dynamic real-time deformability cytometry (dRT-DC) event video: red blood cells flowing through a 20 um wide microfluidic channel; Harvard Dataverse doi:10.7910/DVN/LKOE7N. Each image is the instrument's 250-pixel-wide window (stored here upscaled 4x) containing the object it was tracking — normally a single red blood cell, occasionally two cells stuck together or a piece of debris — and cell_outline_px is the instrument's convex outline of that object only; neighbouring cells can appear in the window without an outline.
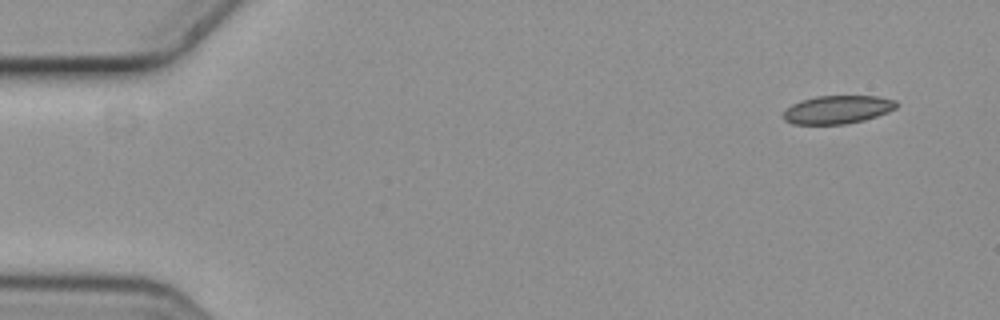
{"species": "common noctule bat (a hibernating species)", "species_latin": "Nyctalus noctula", "temperature_condition": "cold", "stored_images_in_passage": 6, "camera_frame_rate_fps": 3000, "um_per_image_px": 0.085, "animal": {"sex": "female", "body_mass_g": 19.3, "forearm_length_mm": 54.1}, "frame": {"image": 1, "passage_image": 1, "time_ms": 0.0, "image_size_px": [1000, 320], "cell_outline_px": [[900, 104], [896, 108], [888, 112], [864, 120], [844, 124], [792, 124], [784, 120], [784, 112], [792, 104], [800, 100], [816, 96], [880, 96], [896, 100]], "centroid_in_image_um": [71.22, 9.31], "position_along_channel_um": 13.8, "area_um2": 18.67}}
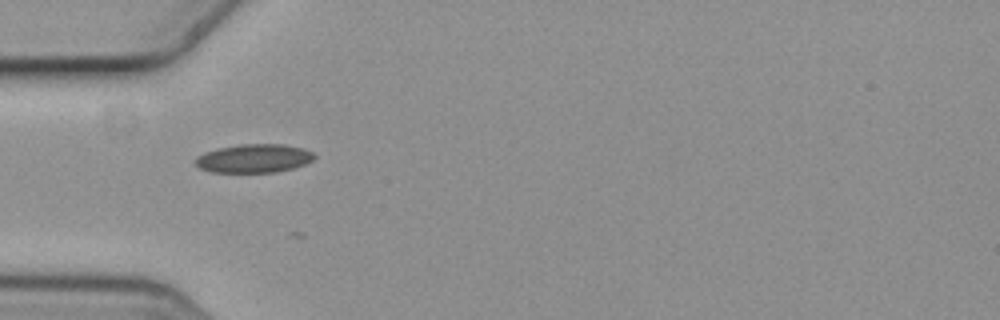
{"frame": {"image": 2, "passage_image": 5, "time_ms": 1.333, "image_size_px": [1000, 320], "cell_outline_px": [[316, 156], [312, 160], [304, 164], [292, 168], [276, 172], [212, 172], [200, 168], [196, 164], [196, 156], [204, 152], [216, 148], [240, 144], [284, 144], [304, 148], [312, 152]], "centroid_in_image_um": [21.58, 13.45], "position_along_channel_um": 63.4, "area_um2": 19.83}}
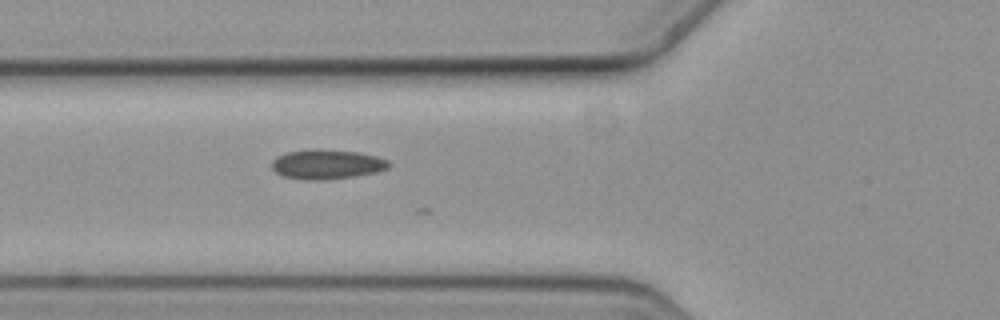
{"frame": {"image": 3, "passage_image": 6, "time_ms": 1.667, "image_size_px": [1000, 320], "cell_outline_px": [[392, 164], [388, 168], [376, 172], [352, 176], [324, 180], [304, 180], [284, 176], [276, 172], [272, 168], [272, 160], [276, 156], [288, 152], [312, 148], [316, 148], [360, 152], [376, 156], [388, 160]], "centroid_in_image_um": [27.78, 13.95], "position_along_channel_um": 98.0, "area_um2": 20.35}}